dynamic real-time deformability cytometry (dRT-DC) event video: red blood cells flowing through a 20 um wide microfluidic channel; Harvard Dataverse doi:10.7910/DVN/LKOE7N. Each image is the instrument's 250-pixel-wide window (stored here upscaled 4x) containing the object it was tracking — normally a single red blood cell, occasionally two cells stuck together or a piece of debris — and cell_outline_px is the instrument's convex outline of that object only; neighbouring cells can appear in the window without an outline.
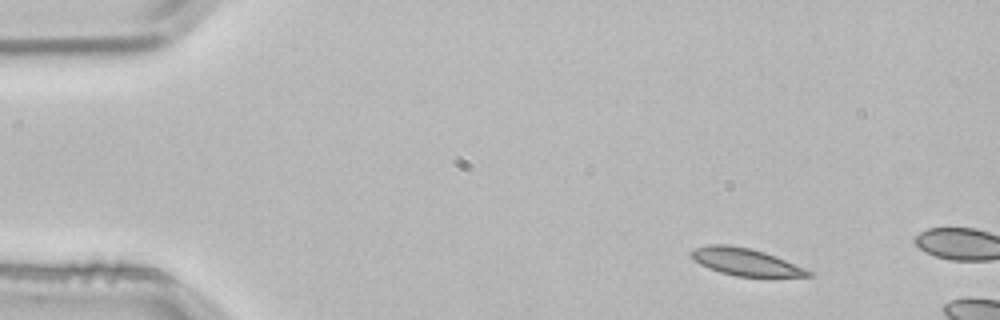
{"species": "common noctule bat (a hibernating species)", "species_latin": "Nyctalus noctula", "temperature_condition": "room temperature", "stored_images_in_passage": 2, "camera_frame_rate_fps": 3000, "um_per_image_px": 0.085, "animal": {"sex": "male", "body_mass_g": 21.5, "forearm_length_mm": 52.0}, "frame": {"image": 1, "passage_image": 1, "time_ms": 0.0, "image_size_px": [1000, 320], "cell_outline_px": [[812, 276], [736, 276], [720, 272], [708, 268], [692, 260], [688, 252], [692, 248], [708, 244], [728, 244], [748, 248], [764, 252], [776, 256], [804, 268], [812, 272]], "centroid_in_image_um": [63.27, 22.24], "position_along_channel_um": 21.7, "area_um2": 18.55}}